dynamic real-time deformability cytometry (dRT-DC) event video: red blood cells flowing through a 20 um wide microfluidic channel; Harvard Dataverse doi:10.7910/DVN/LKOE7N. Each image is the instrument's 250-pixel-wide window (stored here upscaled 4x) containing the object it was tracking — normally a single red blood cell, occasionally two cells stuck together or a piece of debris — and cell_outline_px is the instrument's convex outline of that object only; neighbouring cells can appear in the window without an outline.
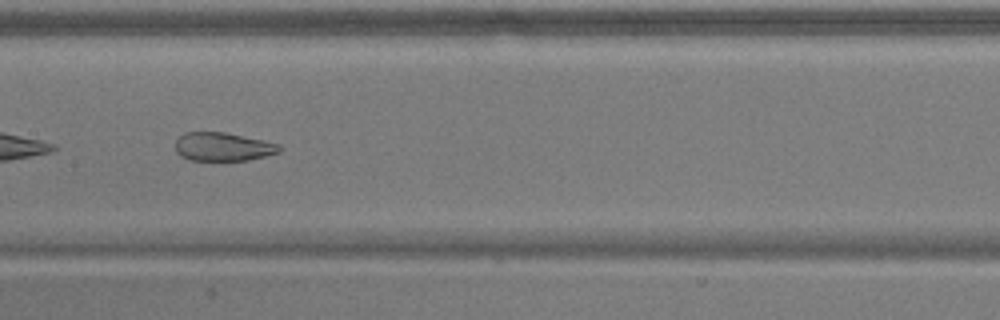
{"species": "common noctule bat (a hibernating species)", "species_latin": "Nyctalus noctula", "temperature_condition": "warm", "stored_images_in_passage": 36, "camera_frame_rate_fps": 3000, "um_per_image_px": 0.085, "animal": {"sex": "male", "body_mass_g": 17.9}, "frame": {"image": 1, "passage_image": 26, "time_ms": 8.333, "image_size_px": [1000, 320], "cell_outline_px": [[284, 148], [280, 152], [248, 160], [188, 160], [180, 156], [176, 152], [176, 140], [184, 132], [224, 132], [264, 140], [280, 144]], "centroid_in_image_um": [18.97, 12.47], "position_along_channel_um": 188.4, "area_um2": 17.4}}